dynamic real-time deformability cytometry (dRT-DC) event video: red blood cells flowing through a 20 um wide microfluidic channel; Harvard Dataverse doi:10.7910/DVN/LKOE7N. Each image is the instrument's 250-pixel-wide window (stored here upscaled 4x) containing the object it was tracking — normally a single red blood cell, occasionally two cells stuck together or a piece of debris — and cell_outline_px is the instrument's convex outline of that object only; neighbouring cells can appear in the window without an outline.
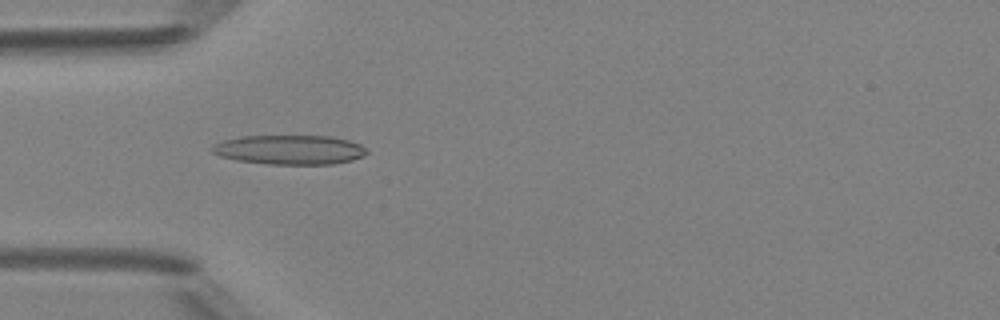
{"species": "Egyptian fruit bat (a non-hibernating species)", "species_latin": "Rousettus aegyptiacus", "temperature_condition": "room temperature", "stored_images_in_passage": 47, "camera_frame_rate_fps": 3000, "um_per_image_px": 0.085, "animal": {"sex": "female"}, "frame": {"image": 1, "passage_image": 13, "time_ms": 4.0, "image_size_px": [1000, 320], "cell_outline_px": [[368, 152], [364, 156], [352, 160], [332, 164], [268, 164], [236, 160], [220, 156], [212, 152], [212, 148], [216, 144], [224, 140], [240, 136], [332, 136], [348, 140], [360, 144]], "centroid_in_image_um": [24.64, 12.73], "position_along_channel_um": 60.4, "area_um2": 26.41}}
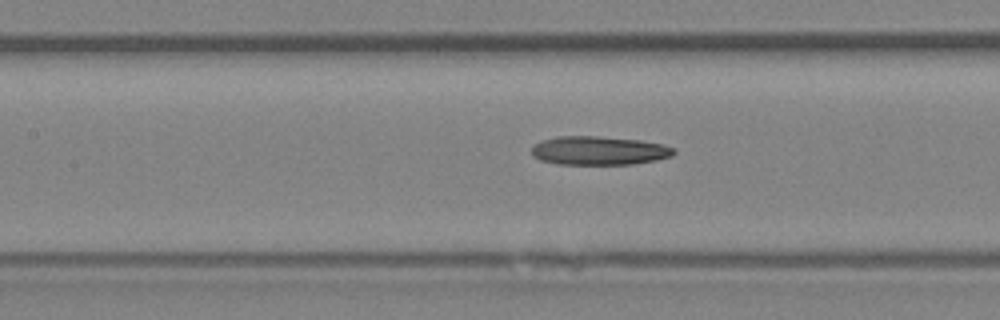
{"frame": {"image": 2, "passage_image": 20, "time_ms": 6.333, "image_size_px": [1000, 320], "cell_outline_px": [[676, 152], [672, 156], [656, 160], [632, 164], [556, 164], [540, 160], [532, 156], [532, 148], [540, 140], [556, 136], [596, 136], [640, 140], [664, 144], [676, 148]], "centroid_in_image_um": [50.92, 12.8], "position_along_channel_um": 156.5, "area_um2": 23.99}}
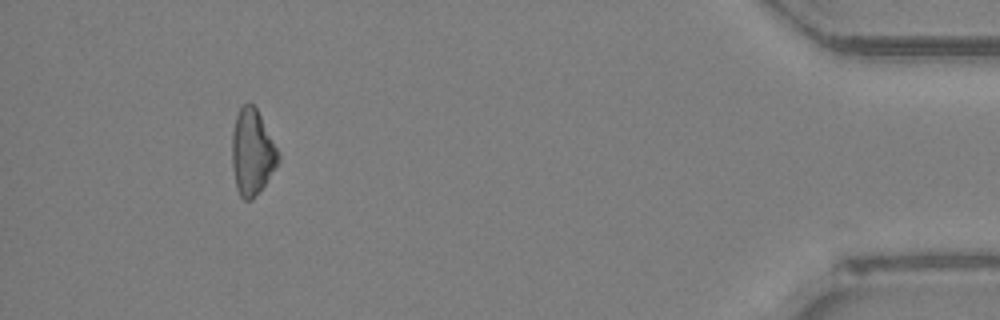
{"frame": {"image": 3, "passage_image": 43, "time_ms": 14.0, "image_size_px": [1000, 320], "cell_outline_px": [[280, 160], [264, 184], [252, 200], [244, 200], [240, 196], [236, 188], [232, 168], [232, 132], [236, 116], [240, 108], [248, 100], [256, 108], [280, 152]], "centroid_in_image_um": [21.42, 12.93], "position_along_channel_um": 413.8, "area_um2": 23.12}}